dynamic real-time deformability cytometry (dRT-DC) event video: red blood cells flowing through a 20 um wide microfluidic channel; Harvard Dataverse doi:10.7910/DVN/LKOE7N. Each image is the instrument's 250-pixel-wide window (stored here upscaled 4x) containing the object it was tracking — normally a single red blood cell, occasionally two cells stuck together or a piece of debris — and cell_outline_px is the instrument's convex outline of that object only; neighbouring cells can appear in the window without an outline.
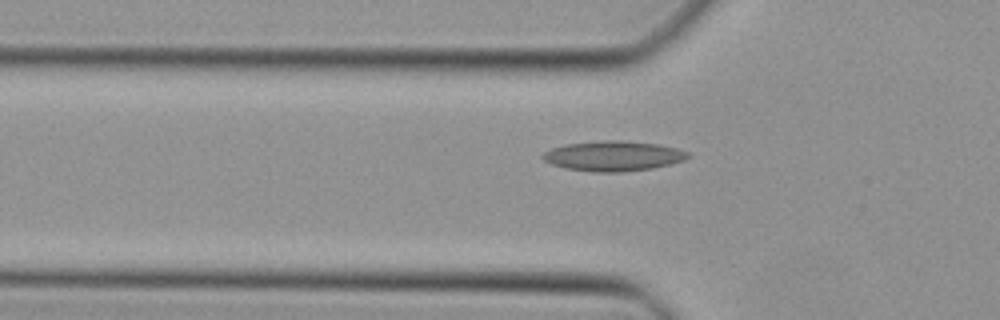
{"species": "Egyptian fruit bat (a non-hibernating species)", "species_latin": "Rousettus aegyptiacus", "temperature_condition": "cold", "stored_images_in_passage": 33, "camera_frame_rate_fps": 3000, "um_per_image_px": 0.085, "animal": {"sex": "female"}, "frame": {"image": 1, "passage_image": 10, "time_ms": 3.0, "image_size_px": [1000, 320], "cell_outline_px": [[692, 156], [684, 160], [652, 168], [620, 172], [596, 172], [564, 168], [552, 164], [544, 160], [540, 156], [544, 152], [552, 148], [564, 144], [600, 140], [620, 140], [656, 144], [676, 148], [688, 152]], "centroid_in_image_um": [52.1, 13.25], "position_along_channel_um": 73.7, "area_um2": 25.37}}
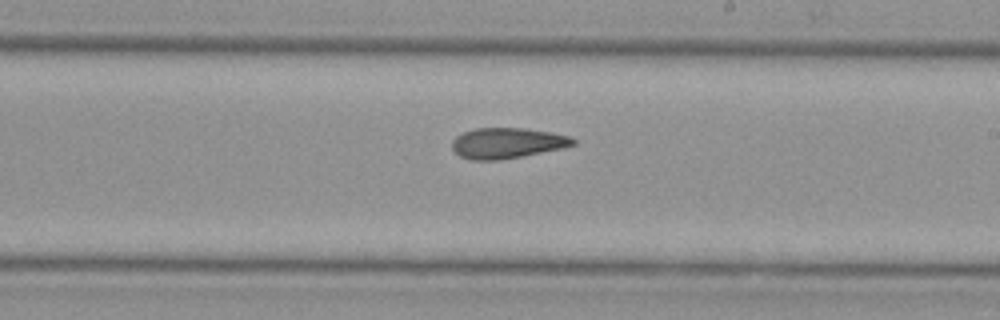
{"frame": {"image": 2, "passage_image": 22, "time_ms": 7.0, "image_size_px": [1000, 320], "cell_outline_px": [[576, 144], [564, 148], [500, 160], [472, 160], [460, 156], [452, 148], [452, 140], [456, 136], [464, 132], [476, 128], [524, 128], [548, 132], [568, 136], [576, 140]], "centroid_in_image_um": [43.1, 12.16], "position_along_channel_um": 245.9, "area_um2": 21.44}}
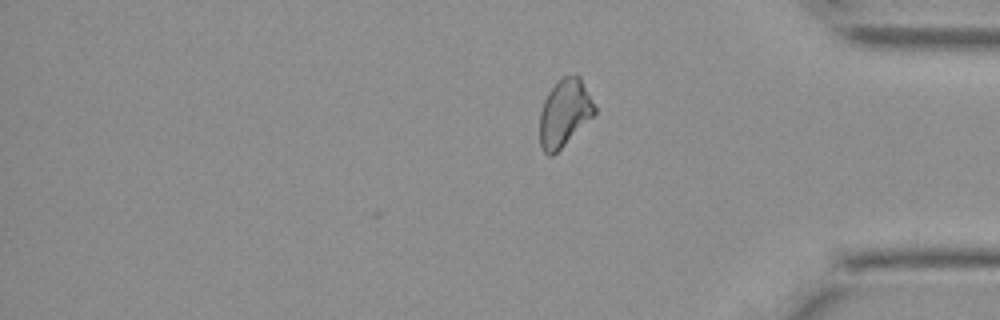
{"frame": {"image": 3, "passage_image": 33, "time_ms": 10.667, "image_size_px": [1000, 320], "cell_outline_px": [[596, 112], [552, 156], [548, 156], [540, 148], [540, 112], [544, 100], [548, 92], [556, 80], [564, 76], [580, 76], [596, 108]], "centroid_in_image_um": [47.95, 9.59], "position_along_channel_um": 387.3, "area_um2": 21.15}}